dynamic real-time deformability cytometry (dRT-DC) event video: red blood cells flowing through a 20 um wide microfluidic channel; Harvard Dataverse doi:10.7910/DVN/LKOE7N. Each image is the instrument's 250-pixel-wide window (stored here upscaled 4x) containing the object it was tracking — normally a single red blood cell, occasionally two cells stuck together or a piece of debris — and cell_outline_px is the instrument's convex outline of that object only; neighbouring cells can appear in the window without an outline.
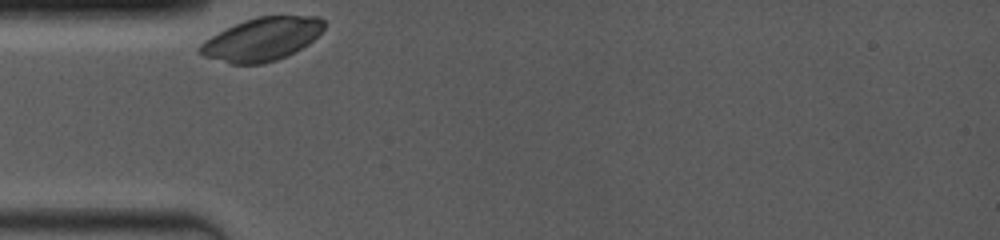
{"species": "common noctule bat (a hibernating species)", "species_latin": "Nyctalus noctula", "temperature_condition": "room temperature", "stored_images_in_passage": 5, "camera_frame_rate_fps": 4000, "um_per_image_px": 0.085, "animal": {"sex": "female", "body_mass_g": 19.0, "forearm_length_mm": 53.3}, "frame": {"image": 1, "passage_image": 1, "time_ms": 0.0, "image_size_px": [1000, 240], "cell_outline_px": [[324, 28], [308, 44], [276, 60], [264, 64], [232, 64], [204, 56], [196, 52], [196, 48], [204, 40], [244, 20], [256, 16], [320, 16], [324, 20]], "centroid_in_image_um": [22.23, 3.33], "position_along_channel_um": 62.8, "area_um2": 30.92}}
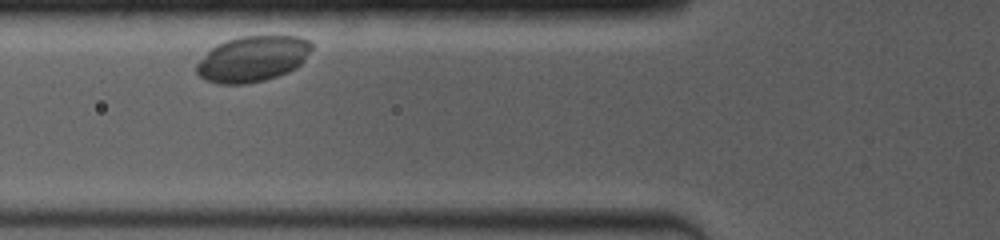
{"frame": {"image": 2, "passage_image": 3, "time_ms": 1.25, "image_size_px": [1000, 240], "cell_outline_px": [[312, 48], [304, 60], [296, 68], [288, 72], [264, 80], [244, 84], [220, 84], [208, 80], [200, 76], [196, 72], [196, 64], [216, 44], [240, 36], [300, 36], [308, 40], [312, 44]], "centroid_in_image_um": [21.49, 4.99], "position_along_channel_um": 104.3, "area_um2": 30.46}}